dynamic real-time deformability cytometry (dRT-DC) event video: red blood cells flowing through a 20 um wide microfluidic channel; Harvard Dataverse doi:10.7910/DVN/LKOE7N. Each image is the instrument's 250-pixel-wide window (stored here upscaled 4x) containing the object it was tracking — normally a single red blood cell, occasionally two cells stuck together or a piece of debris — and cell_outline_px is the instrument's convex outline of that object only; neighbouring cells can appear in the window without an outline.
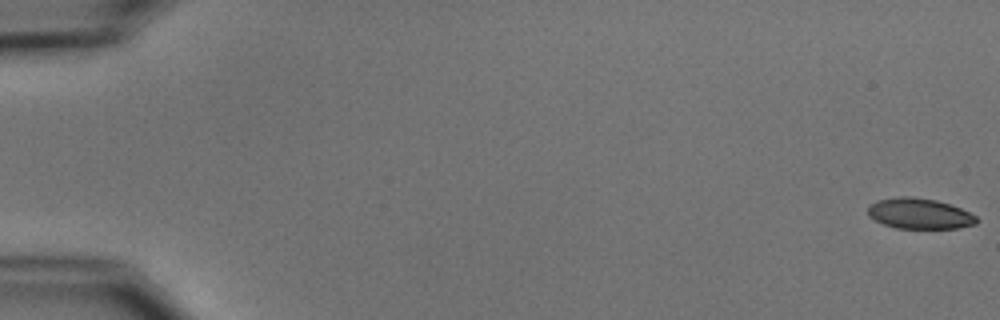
{"species": "common noctule bat (a hibernating species)", "species_latin": "Nyctalus noctula", "temperature_condition": "cold", "stored_images_in_passage": 12, "camera_frame_rate_fps": 3000, "um_per_image_px": 0.085, "animal": {"sex": "male", "body_mass_g": 15.6}, "frame": {"image": 1, "passage_image": 1, "time_ms": 0.0, "image_size_px": [1000, 320], "cell_outline_px": [[980, 220], [976, 224], [956, 228], [896, 228], [884, 224], [868, 216], [868, 204], [876, 200], [900, 196], [912, 196], [936, 200], [960, 208], [976, 216]], "centroid_in_image_um": [78.13, 18.15], "position_along_channel_um": 6.9, "area_um2": 19.42}}